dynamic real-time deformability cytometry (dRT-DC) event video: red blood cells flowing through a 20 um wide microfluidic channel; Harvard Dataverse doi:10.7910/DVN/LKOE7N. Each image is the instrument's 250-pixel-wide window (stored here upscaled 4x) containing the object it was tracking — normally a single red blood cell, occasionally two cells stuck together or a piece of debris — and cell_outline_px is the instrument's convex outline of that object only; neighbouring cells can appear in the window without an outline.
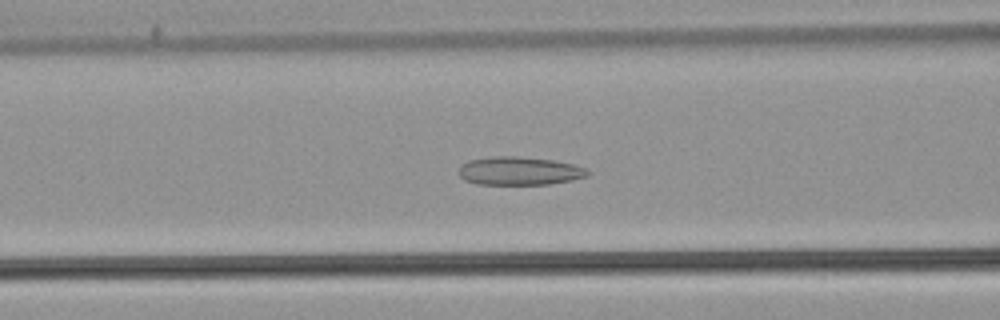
{"species": "common noctule bat (a hibernating species)", "species_latin": "Nyctalus noctula", "temperature_condition": "warm", "stored_images_in_passage": 56, "camera_frame_rate_fps": 3000, "um_per_image_px": 0.085, "animal": {"sex": "male", "body_mass_g": 21.5, "forearm_length_mm": 52.0}, "frame": {"image": 1, "passage_image": 23, "time_ms": 7.333, "image_size_px": [1000, 320], "cell_outline_px": [[592, 172], [588, 176], [572, 180], [548, 184], [476, 184], [464, 180], [460, 176], [460, 164], [468, 160], [492, 156], [516, 156], [552, 160], [572, 164], [584, 168]], "centroid_in_image_um": [44.13, 14.53], "position_along_channel_um": 122.5, "area_um2": 21.27}}
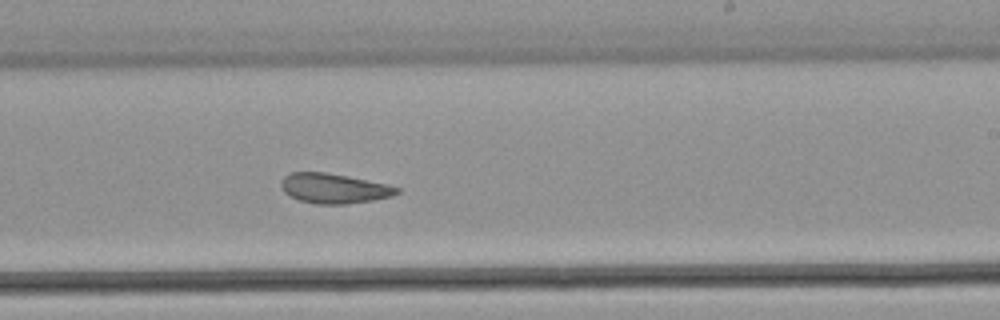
{"frame": {"image": 2, "passage_image": 34, "time_ms": 11.0, "image_size_px": [1000, 320], "cell_outline_px": [[400, 192], [392, 196], [372, 200], [348, 204], [316, 204], [300, 200], [288, 196], [284, 192], [280, 184], [284, 176], [292, 172], [324, 172], [348, 176], [388, 184], [400, 188]], "centroid_in_image_um": [28.39, 16.01], "position_along_channel_um": 260.6, "area_um2": 20.23}}
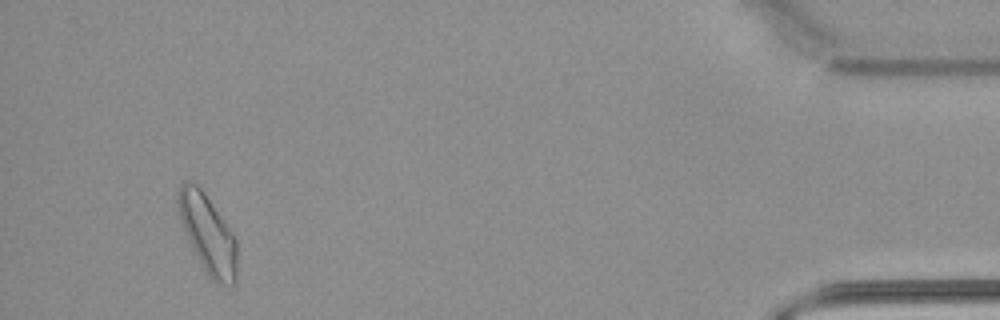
{"frame": {"image": 3, "passage_image": 52, "time_ms": 17.0, "image_size_px": [1000, 320], "cell_outline_px": [[236, 276], [232, 284], [216, 284], [208, 276], [192, 248], [188, 240], [180, 220], [176, 200], [176, 192], [180, 184], [184, 180], [188, 180], [196, 184], [204, 192], [232, 232], [236, 240]], "centroid_in_image_um": [17.62, 19.84], "position_along_channel_um": 417.6, "area_um2": 26.82}, "authors_computed_cell_mechanics": {"area_um2": 23.3223, "velocity_mm_per_s": 3.7775, "shape_relaxation_time_tau1_ms": null, "shape_relaxation_time_tau2_ms": 3.5313, "deformation_change_tau1": null, "deformation_change_tau2": 0.1181}}